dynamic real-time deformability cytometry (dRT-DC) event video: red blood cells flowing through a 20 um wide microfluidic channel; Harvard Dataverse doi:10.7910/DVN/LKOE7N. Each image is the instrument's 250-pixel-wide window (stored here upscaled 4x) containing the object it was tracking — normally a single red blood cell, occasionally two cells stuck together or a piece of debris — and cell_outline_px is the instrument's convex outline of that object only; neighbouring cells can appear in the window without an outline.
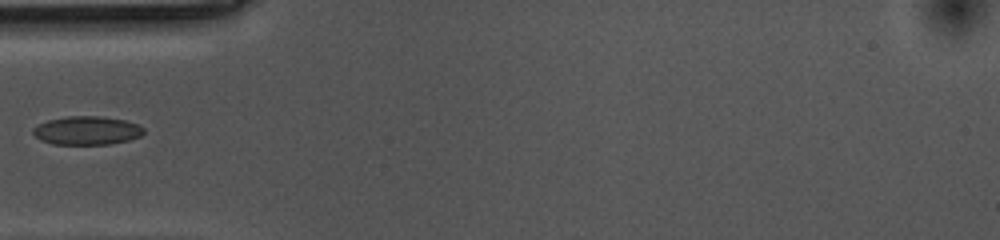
{"species": "common noctule bat (a hibernating species)", "species_latin": "Nyctalus noctula", "temperature_condition": "cold", "stored_images_in_passage": 3, "camera_frame_rate_fps": 3000, "um_per_image_px": 0.085, "animal": {"sex": "female", "body_mass_g": 10.0, "forearm_length_mm": 53.1}, "frame": {"image": 1, "passage_image": 1, "time_ms": 0.0, "image_size_px": [1000, 240], "cell_outline_px": [[144, 132], [140, 136], [128, 140], [112, 144], [52, 144], [40, 140], [32, 132], [32, 128], [48, 120], [68, 116], [100, 116], [124, 120], [136, 124], [144, 128]], "centroid_in_image_um": [7.37, 11.1], "position_along_channel_um": 77.6, "area_um2": 18.32}}